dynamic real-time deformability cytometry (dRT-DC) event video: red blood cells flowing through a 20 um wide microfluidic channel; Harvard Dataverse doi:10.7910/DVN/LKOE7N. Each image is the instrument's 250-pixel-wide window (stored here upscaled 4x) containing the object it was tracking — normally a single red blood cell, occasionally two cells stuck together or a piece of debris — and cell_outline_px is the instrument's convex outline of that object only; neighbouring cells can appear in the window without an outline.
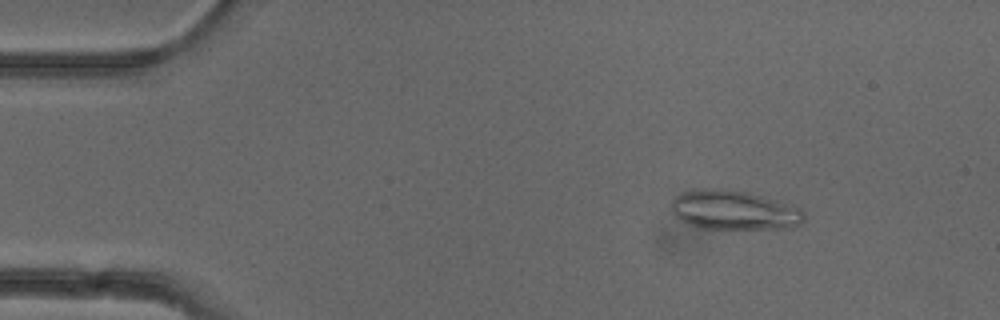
{"species": "common noctule bat (a hibernating species)", "species_latin": "Nyctalus noctula", "temperature_condition": "cold", "stored_images_in_passage": 15, "camera_frame_rate_fps": 3000, "um_per_image_px": 0.085, "animal": {"sex": "female"}, "frame": {"image": 1, "passage_image": 7, "time_ms": 2.0, "image_size_px": [1000, 320], "cell_outline_px": [[804, 220], [800, 224], [792, 228], [700, 228], [688, 224], [680, 220], [672, 212], [672, 200], [676, 196], [684, 192], [704, 188], [724, 188], [748, 192], [776, 200], [800, 208], [804, 212]], "centroid_in_image_um": [62.39, 17.85], "position_along_channel_um": 22.6, "area_um2": 30.35}}